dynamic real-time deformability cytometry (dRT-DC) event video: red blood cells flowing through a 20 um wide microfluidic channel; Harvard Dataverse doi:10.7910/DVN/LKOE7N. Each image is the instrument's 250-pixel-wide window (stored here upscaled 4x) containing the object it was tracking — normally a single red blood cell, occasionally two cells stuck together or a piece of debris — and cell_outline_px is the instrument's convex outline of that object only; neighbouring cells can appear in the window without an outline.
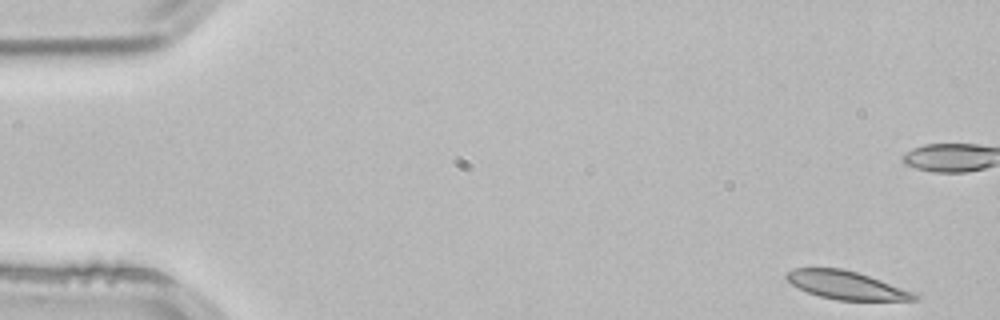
{"species": "common noctule bat (a hibernating species)", "species_latin": "Nyctalus noctula", "temperature_condition": "room temperature", "stored_images_in_passage": 4, "camera_frame_rate_fps": 3000, "um_per_image_px": 0.085, "animal": {"sex": "male", "body_mass_g": 21.5, "forearm_length_mm": 52.0}, "frame": {"image": 1, "passage_image": 1, "time_ms": 0.0, "image_size_px": [1000, 320], "cell_outline_px": [[920, 300], [836, 300], [820, 296], [808, 292], [792, 284], [784, 276], [788, 272], [796, 268], [844, 268], [920, 292]], "centroid_in_image_um": [72.07, 24.24], "position_along_channel_um": 12.9, "area_um2": 21.27}}